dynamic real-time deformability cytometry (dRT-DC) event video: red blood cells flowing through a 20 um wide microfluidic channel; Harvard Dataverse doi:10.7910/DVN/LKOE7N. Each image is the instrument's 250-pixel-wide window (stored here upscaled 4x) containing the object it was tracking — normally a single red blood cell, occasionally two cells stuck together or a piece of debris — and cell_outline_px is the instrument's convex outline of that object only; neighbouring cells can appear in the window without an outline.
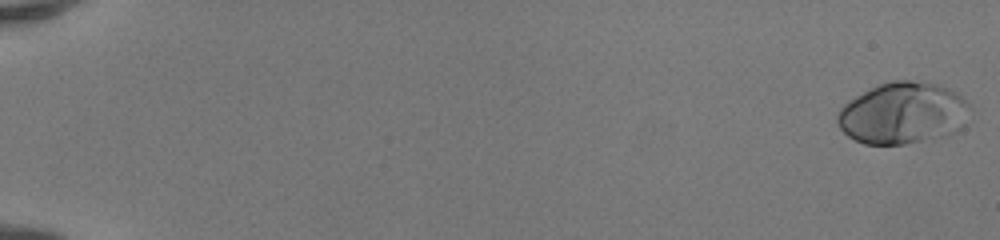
{"species": "human", "species_latin": "Homo sapiens", "temperature_condition": "room temperature", "stored_images_in_passage": 51, "camera_frame_rate_fps": 3000, "um_per_image_px": 0.085, "donor": {"sex": "female"}, "frame": {"image": 1, "passage_image": 1, "time_ms": 0.0, "image_size_px": [1000, 240], "cell_outline_px": [[972, 108], [964, 128], [948, 136], [904, 144], [864, 144], [848, 136], [840, 128], [836, 120], [836, 116], [840, 108], [848, 100], [880, 84], [892, 80], [924, 80], [952, 88]], "centroid_in_image_um": [76.8, 9.61], "position_along_channel_um": 8.2, "area_um2": 48.32}}
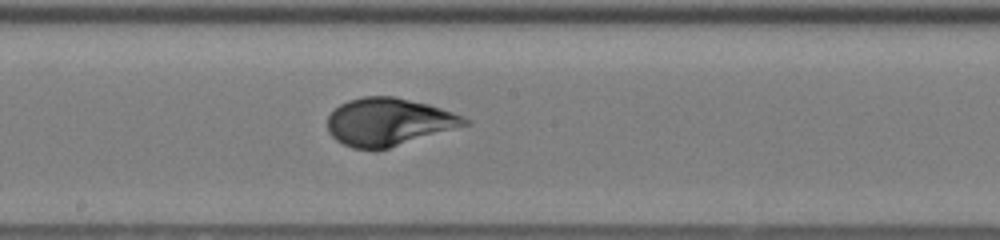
{"frame": {"image": 2, "passage_image": 30, "time_ms": 9.667, "image_size_px": [1000, 240], "cell_outline_px": [[472, 124], [388, 148], [352, 148], [336, 140], [328, 132], [328, 116], [340, 104], [348, 100], [364, 96], [396, 96], [428, 104], [464, 116], [472, 120]], "centroid_in_image_um": [33.08, 10.35], "position_along_channel_um": 215.1, "area_um2": 38.03}}
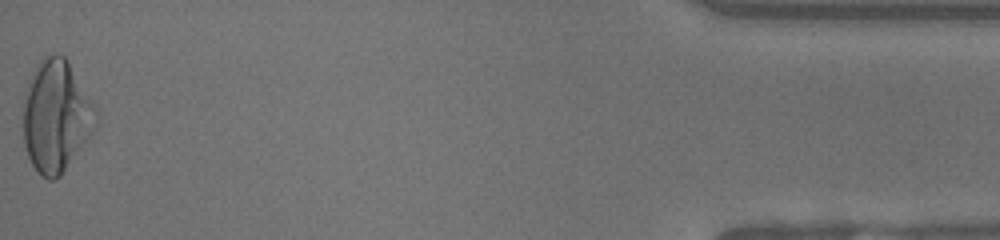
{"frame": {"image": 3, "passage_image": 51, "time_ms": 16.667, "image_size_px": [1000, 240], "cell_outline_px": [[96, 124], [92, 132], [60, 176], [52, 180], [48, 180], [40, 176], [32, 164], [28, 156], [24, 144], [24, 92], [40, 60], [44, 56], [64, 56], [68, 60], [96, 104]], "centroid_in_image_um": [4.78, 9.88], "position_along_channel_um": 430.4, "area_um2": 47.05}, "authors_computed_cell_mechanics": {"area_um2": 38.437, "velocity_mm_per_s": 4.2019, "shape_relaxation_time_tau1_ms": 4.2703, "shape_relaxation_time_tau2_ms": null, "deformation_change_tau1": 0.1948, "deformation_change_tau2": null}}